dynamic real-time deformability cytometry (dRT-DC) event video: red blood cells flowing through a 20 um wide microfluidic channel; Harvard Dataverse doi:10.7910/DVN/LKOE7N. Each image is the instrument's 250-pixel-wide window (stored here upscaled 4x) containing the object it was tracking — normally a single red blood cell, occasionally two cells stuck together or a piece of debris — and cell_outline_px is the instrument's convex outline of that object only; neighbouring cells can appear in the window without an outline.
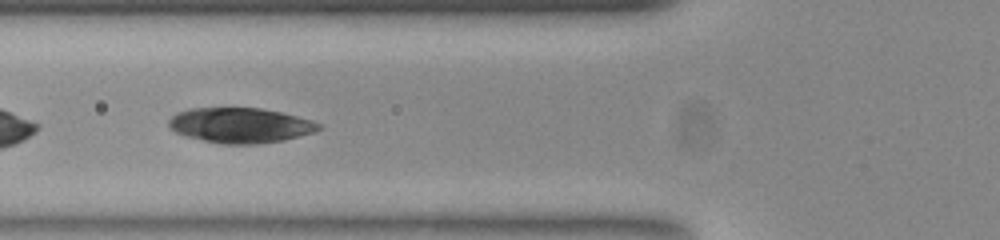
{"species": "common noctule bat (a hibernating species)", "species_latin": "Nyctalus noctula", "temperature_condition": "room temperature", "stored_images_in_passage": 41, "camera_frame_rate_fps": 3000, "um_per_image_px": 0.085, "animal": {"sex": "female", "body_mass_g": 23.0, "forearm_length_mm": 53.4}, "frame": {"image": 1, "passage_image": 7, "time_ms": 2.0, "image_size_px": [1000, 240], "cell_outline_px": [[320, 128], [316, 132], [284, 140], [256, 144], [224, 144], [204, 140], [188, 136], [176, 132], [168, 128], [168, 120], [176, 112], [188, 108], [260, 108], [280, 112], [312, 120], [320, 124]], "centroid_in_image_um": [20.41, 10.64], "position_along_channel_um": 105.4, "area_um2": 30.63}}
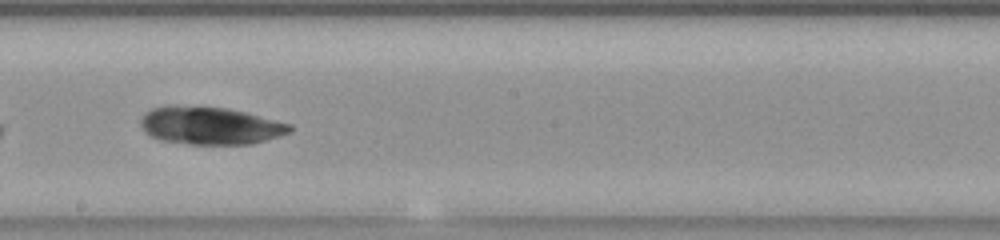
{"frame": {"image": 2, "passage_image": 17, "time_ms": 5.333, "image_size_px": [1000, 240], "cell_outline_px": [[292, 132], [280, 136], [252, 144], [192, 144], [160, 140], [144, 132], [140, 124], [140, 120], [144, 112], [152, 108], [228, 108], [292, 124]], "centroid_in_image_um": [17.92, 10.72], "position_along_channel_um": 230.3, "area_um2": 31.96}}
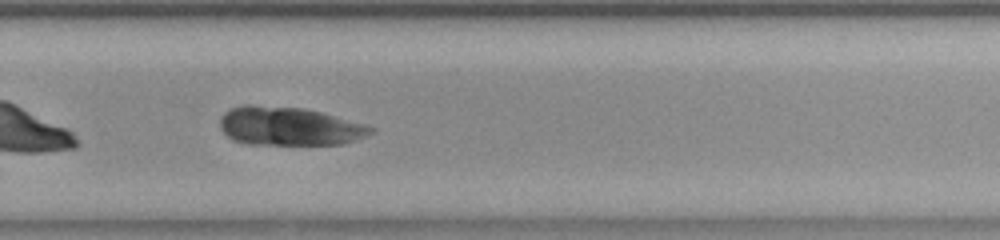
{"frame": {"image": 3, "passage_image": 23, "time_ms": 7.333, "image_size_px": [1000, 240], "cell_outline_px": [[376, 132], [356, 140], [344, 144], [248, 144], [232, 140], [220, 128], [220, 116], [224, 112], [232, 108], [248, 104], [304, 108], [320, 112], [364, 124], [376, 128]], "centroid_in_image_um": [24.58, 10.73], "position_along_channel_um": 305.2, "area_um2": 33.93}}